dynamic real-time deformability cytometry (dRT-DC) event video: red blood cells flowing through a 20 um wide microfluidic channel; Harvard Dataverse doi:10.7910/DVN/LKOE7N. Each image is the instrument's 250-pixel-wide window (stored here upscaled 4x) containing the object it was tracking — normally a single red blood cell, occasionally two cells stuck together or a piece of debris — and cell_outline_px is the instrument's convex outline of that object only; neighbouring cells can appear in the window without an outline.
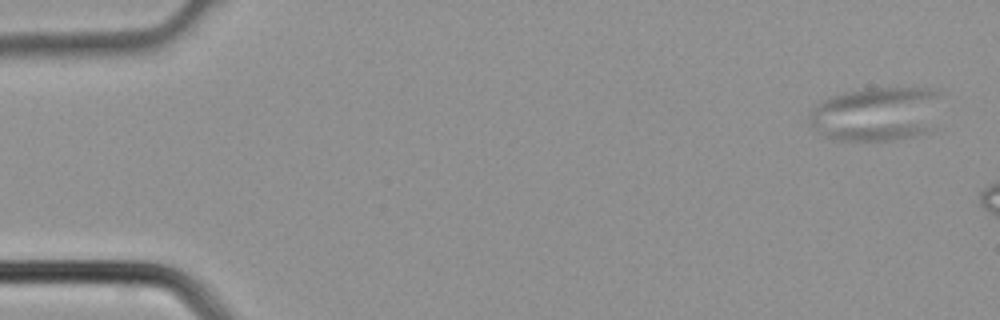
{"species": "common noctule bat (a hibernating species)", "species_latin": "Nyctalus noctula", "temperature_condition": "cold", "stored_images_in_passage": 2, "camera_frame_rate_fps": 3000, "um_per_image_px": 0.085, "animal": {"sex": "male", "body_mass_g": 21.5, "forearm_length_mm": 52.0}, "frame": {"image": 1, "passage_image": 2, "time_ms": 0.333, "image_size_px": [1000, 320], "cell_outline_px": [[940, 92], [932, 132], [892, 140], [840, 140], [824, 136], [808, 128], [808, 112], [824, 100], [844, 92], [860, 88], [936, 88]], "centroid_in_image_um": [74.46, 9.69], "position_along_channel_um": 10.5, "area_um2": 42.14}}